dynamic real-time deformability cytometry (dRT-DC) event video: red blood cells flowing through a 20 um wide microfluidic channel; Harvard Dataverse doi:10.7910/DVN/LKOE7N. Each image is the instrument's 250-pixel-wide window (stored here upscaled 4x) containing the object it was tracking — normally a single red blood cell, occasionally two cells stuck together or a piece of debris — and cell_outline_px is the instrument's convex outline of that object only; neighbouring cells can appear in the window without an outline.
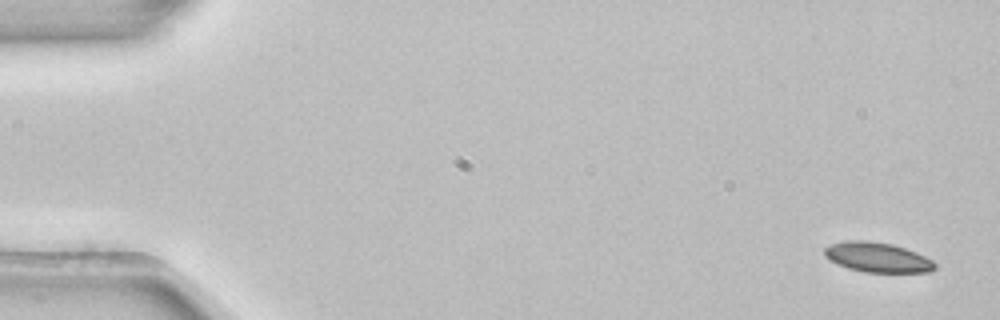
{"species": "common noctule bat (a hibernating species)", "species_latin": "Nyctalus noctula", "temperature_condition": "room temperature", "stored_images_in_passage": 6, "camera_frame_rate_fps": 3000, "um_per_image_px": 0.085, "animal": {"sex": "female", "body_mass_g": 22.7, "forearm_length_mm": 54.2}, "frame": {"image": 1, "passage_image": 1, "time_ms": 0.0, "image_size_px": [1000, 320], "cell_outline_px": [[936, 268], [932, 272], [864, 272], [848, 268], [836, 264], [828, 260], [824, 256], [824, 248], [828, 244], [848, 240], [868, 240], [892, 244], [916, 252], [932, 260], [936, 264]], "centroid_in_image_um": [74.54, 21.87], "position_along_channel_um": 10.5, "area_um2": 19.42}}
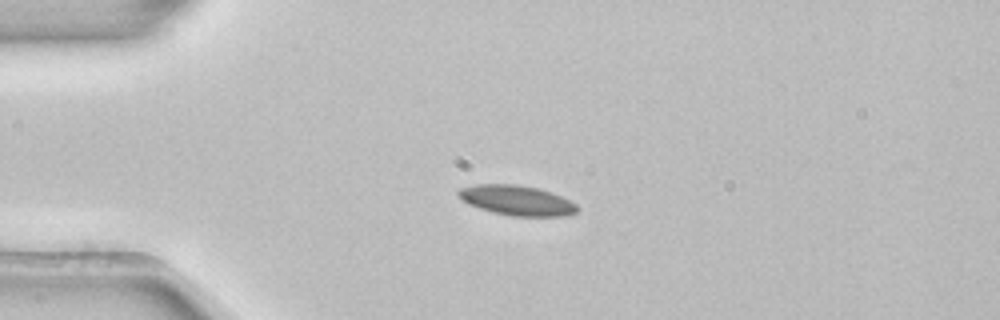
{"frame": {"image": 2, "passage_image": 4, "time_ms": 1.0, "image_size_px": [1000, 320], "cell_outline_px": [[580, 208], [576, 212], [568, 216], [512, 216], [492, 212], [468, 204], [456, 192], [460, 188], [476, 184], [516, 184], [540, 188], [552, 192], [576, 204]], "centroid_in_image_um": [43.95, 17.03], "position_along_channel_um": 41.0, "area_um2": 20.81}}